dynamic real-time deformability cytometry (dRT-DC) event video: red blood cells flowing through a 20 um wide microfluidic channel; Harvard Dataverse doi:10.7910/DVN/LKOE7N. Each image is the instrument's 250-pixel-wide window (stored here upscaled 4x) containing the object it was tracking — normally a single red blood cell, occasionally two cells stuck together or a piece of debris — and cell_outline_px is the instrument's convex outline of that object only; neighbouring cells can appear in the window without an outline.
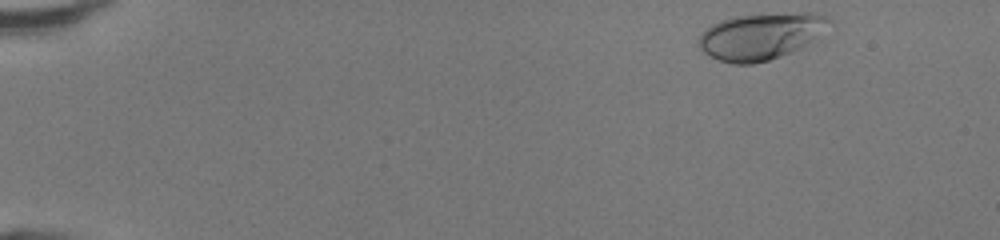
{"species": "human", "species_latin": "Homo sapiens", "temperature_condition": "room temperature", "stored_images_in_passage": 44, "camera_frame_rate_fps": 3000, "um_per_image_px": 0.085, "donor": {"sex": "female"}, "frame": {"image": 1, "passage_image": 1, "time_ms": 0.0, "image_size_px": [1000, 240], "cell_outline_px": [[832, 24], [800, 48], [792, 52], [768, 60], [752, 64], [732, 64], [720, 60], [704, 52], [700, 48], [696, 40], [700, 32], [704, 28], [720, 20], [736, 16], [804, 12], [812, 12], [824, 16]], "centroid_in_image_um": [64.6, 3.08], "position_along_channel_um": 20.4, "area_um2": 35.2}}
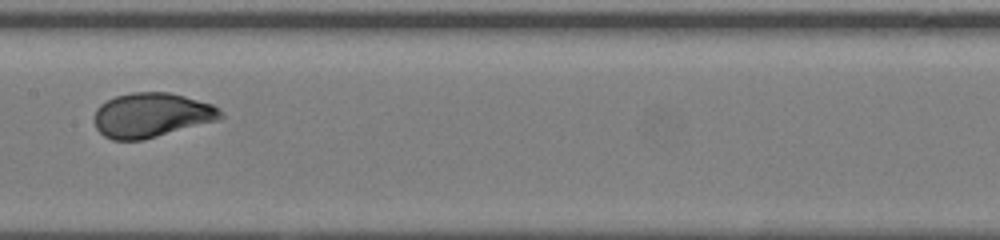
{"frame": {"image": 2, "passage_image": 22, "time_ms": 7.0, "image_size_px": [1000, 240], "cell_outline_px": [[224, 116], [216, 120], [144, 140], [112, 140], [104, 136], [96, 128], [96, 108], [100, 104], [116, 96], [132, 92], [168, 92], [184, 96], [212, 104], [224, 112]], "centroid_in_image_um": [12.88, 9.78], "position_along_channel_um": 194.5, "area_um2": 32.54}}
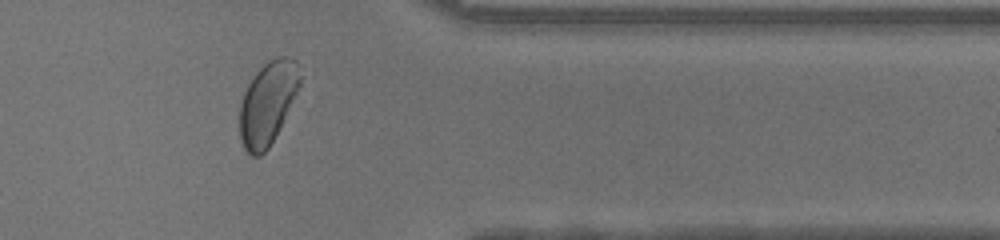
{"frame": {"image": 3, "passage_image": 36, "time_ms": 11.667, "image_size_px": [1000, 240], "cell_outline_px": [[304, 72], [300, 84], [284, 120], [280, 128], [268, 148], [260, 156], [252, 156], [244, 148], [240, 140], [240, 104], [244, 92], [248, 84], [256, 72], [268, 60], [276, 56], [288, 56], [296, 60]], "centroid_in_image_um": [22.78, 8.72], "position_along_channel_um": 388.6, "area_um2": 29.36}, "authors_computed_cell_mechanics": {"area_um2": 32.2813, "velocity_mm_per_s": 4.3216, "shape_relaxation_time_tau1_ms": 1.9577, "shape_relaxation_time_tau2_ms": null, "deformation_change_tau1": 0.1294, "deformation_change_tau2": null}}